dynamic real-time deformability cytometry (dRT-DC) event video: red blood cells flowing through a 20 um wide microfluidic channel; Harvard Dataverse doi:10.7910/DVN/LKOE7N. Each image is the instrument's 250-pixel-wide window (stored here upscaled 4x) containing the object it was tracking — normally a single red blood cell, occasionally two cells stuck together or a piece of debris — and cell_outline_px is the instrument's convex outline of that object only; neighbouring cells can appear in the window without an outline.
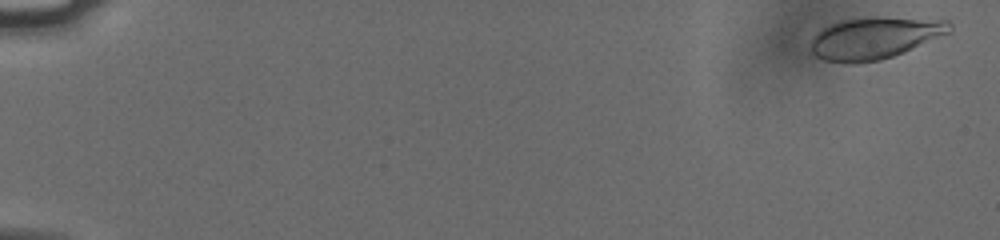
{"species": "human", "species_latin": "Homo sapiens", "temperature_condition": "cold", "stored_images_in_passage": 32, "camera_frame_rate_fps": 3000, "um_per_image_px": 0.085, "donor": {"sex": "male"}, "frame": {"image": 1, "passage_image": 1, "time_ms": 0.0, "image_size_px": [1000, 240], "cell_outline_px": [[952, 32], [904, 52], [880, 60], [856, 64], [848, 64], [824, 60], [816, 56], [812, 52], [812, 36], [816, 32], [832, 24], [844, 20], [872, 16], [876, 16], [948, 20], [952, 24]], "centroid_in_image_um": [74.38, 3.23], "position_along_channel_um": 10.6, "area_um2": 34.16}}
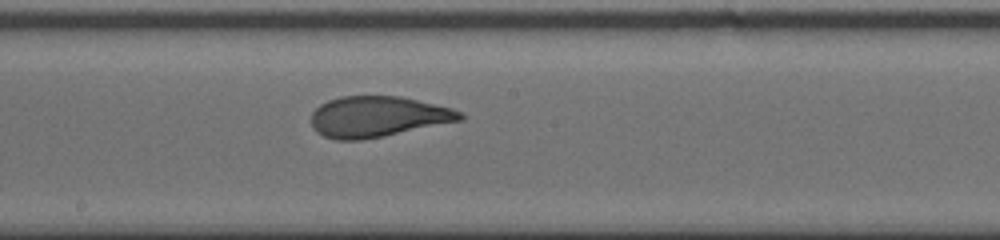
{"frame": {"image": 2, "passage_image": 20, "time_ms": 6.333, "image_size_px": [1000, 240], "cell_outline_px": [[464, 120], [360, 140], [336, 140], [324, 136], [316, 132], [312, 124], [312, 112], [320, 104], [328, 100], [340, 96], [400, 96], [452, 108], [460, 112], [464, 116]], "centroid_in_image_um": [32.09, 9.91], "position_along_channel_um": 216.1, "area_um2": 35.14}}
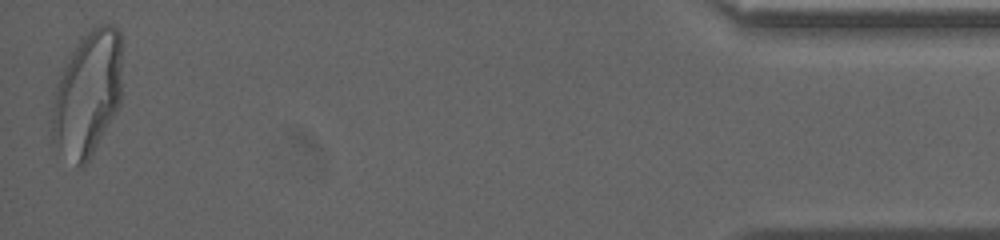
{"frame": {"image": 3, "passage_image": 32, "time_ms": 10.333, "image_size_px": [1000, 240], "cell_outline_px": [[120, 104], [88, 160], [80, 168], [52, 140], [52, 108], [56, 92], [68, 56], [80, 40], [92, 28], [100, 24], [108, 24], [116, 28], [120, 32]], "centroid_in_image_um": [7.45, 7.94], "position_along_channel_um": 427.8, "area_um2": 49.48}}